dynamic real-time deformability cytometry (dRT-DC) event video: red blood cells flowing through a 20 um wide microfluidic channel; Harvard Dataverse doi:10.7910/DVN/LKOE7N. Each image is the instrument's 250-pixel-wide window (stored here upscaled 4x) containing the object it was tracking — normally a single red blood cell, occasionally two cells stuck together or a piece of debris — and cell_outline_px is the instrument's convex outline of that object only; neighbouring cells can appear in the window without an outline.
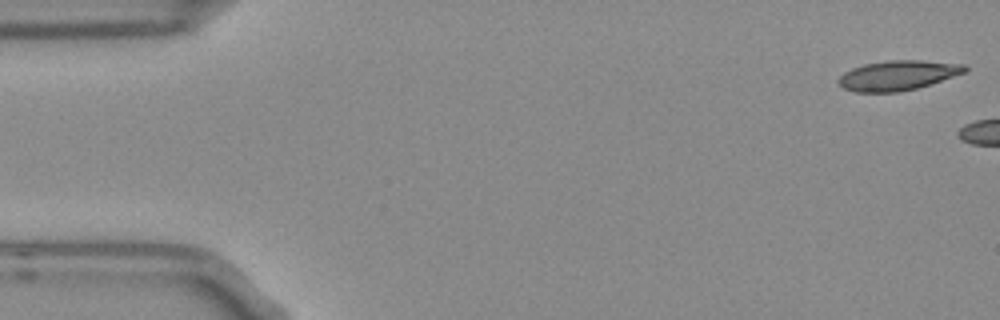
{"species": "Egyptian fruit bat (a non-hibernating species)", "species_latin": "Rousettus aegyptiacus", "temperature_condition": "room temperature", "stored_images_in_passage": 5, "camera_frame_rate_fps": 3000, "um_per_image_px": 0.085, "frame": {"image": 1, "passage_image": 1, "time_ms": 0.0, "image_size_px": [1000, 320], "cell_outline_px": [[968, 72], [916, 88], [900, 92], [856, 92], [844, 88], [836, 80], [844, 72], [852, 68], [864, 64], [888, 60], [920, 60], [964, 64], [968, 68]], "centroid_in_image_um": [76.33, 6.4], "position_along_channel_um": 8.7, "area_um2": 21.96}}